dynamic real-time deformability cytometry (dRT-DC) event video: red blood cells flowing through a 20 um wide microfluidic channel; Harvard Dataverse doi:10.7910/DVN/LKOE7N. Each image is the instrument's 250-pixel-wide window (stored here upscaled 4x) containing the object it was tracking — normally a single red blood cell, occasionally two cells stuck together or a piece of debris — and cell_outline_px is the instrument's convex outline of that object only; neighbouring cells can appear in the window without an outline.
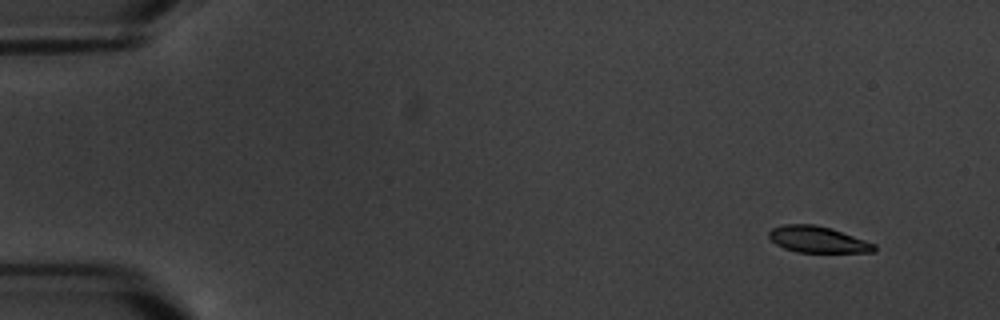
{"species": "common noctule bat (a hibernating species)", "species_latin": "Nyctalus noctula", "temperature_condition": "warm", "stored_images_in_passage": 5, "camera_frame_rate_fps": 3000, "um_per_image_px": 0.085, "animal": {"sex": "male", "body_mass_g": 20.1, "forearm_length_mm": 53.5}, "frame": {"image": 1, "passage_image": 1, "time_ms": 0.0, "image_size_px": [1000, 320], "cell_outline_px": [[876, 252], [796, 252], [784, 248], [776, 244], [768, 236], [768, 232], [772, 228], [784, 224], [812, 224], [832, 228], [876, 244]], "centroid_in_image_um": [69.51, 20.35], "position_along_channel_um": 15.5, "area_um2": 16.18}}
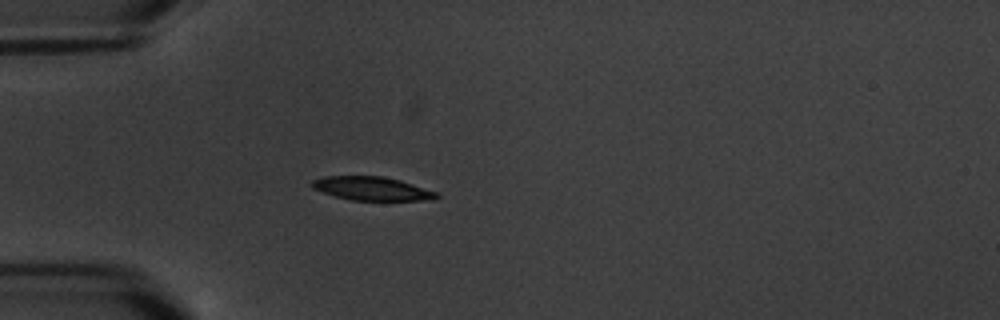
{"frame": {"image": 2, "passage_image": 5, "time_ms": 4.333, "image_size_px": [1000, 320], "cell_outline_px": [[440, 196], [436, 200], [352, 200], [336, 196], [312, 188], [308, 184], [312, 180], [324, 176], [380, 176], [400, 180], [440, 192]], "centroid_in_image_um": [31.66, 16.03], "position_along_channel_um": 53.3, "area_um2": 17.28}}